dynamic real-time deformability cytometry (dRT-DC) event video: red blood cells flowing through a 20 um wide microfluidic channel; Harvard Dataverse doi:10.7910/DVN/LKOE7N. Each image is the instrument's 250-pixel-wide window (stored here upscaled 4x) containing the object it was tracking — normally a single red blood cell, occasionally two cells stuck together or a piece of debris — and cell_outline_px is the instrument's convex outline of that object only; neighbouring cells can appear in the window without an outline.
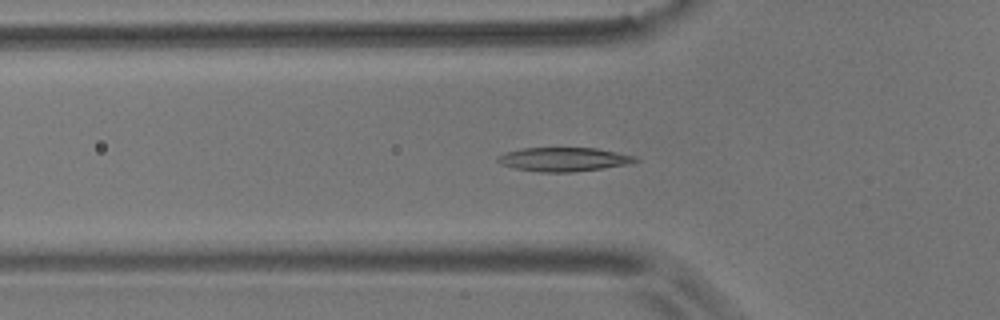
{"species": "common noctule bat (a hibernating species)", "species_latin": "Nyctalus noctula", "temperature_condition": "room temperature", "stored_images_in_passage": 41, "camera_frame_rate_fps": 3000, "um_per_image_px": 0.085, "animal": {"sex": "male", "body_mass_g": 17.9}, "frame": {"image": 1, "passage_image": 3, "time_ms": 0.667, "image_size_px": [1000, 320], "cell_outline_px": [[640, 160], [632, 164], [572, 172], [540, 172], [516, 168], [500, 164], [496, 160], [496, 156], [504, 152], [520, 148], [596, 148], [636, 156]], "centroid_in_image_um": [47.91, 13.54], "position_along_channel_um": 77.9, "area_um2": 19.31}}
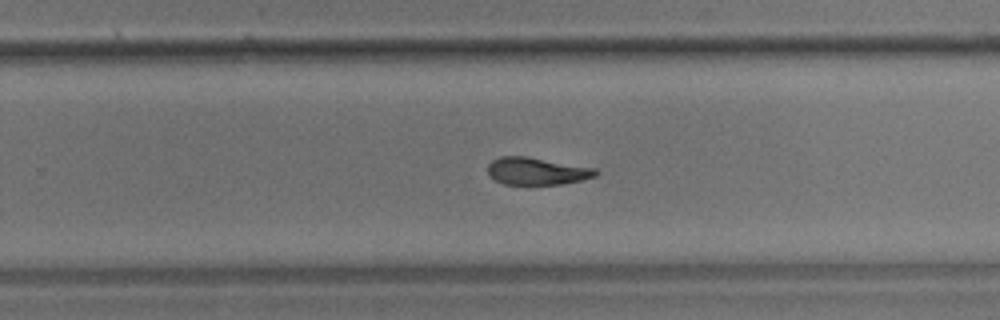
{"frame": {"image": 2, "passage_image": 20, "time_ms": 6.333, "image_size_px": [1000, 320], "cell_outline_px": [[600, 172], [596, 176], [580, 180], [560, 184], [504, 184], [496, 180], [488, 172], [488, 164], [492, 160], [500, 156], [528, 156], [596, 168]], "centroid_in_image_um": [45.65, 14.53], "position_along_channel_um": 284.1, "area_um2": 17.17}}
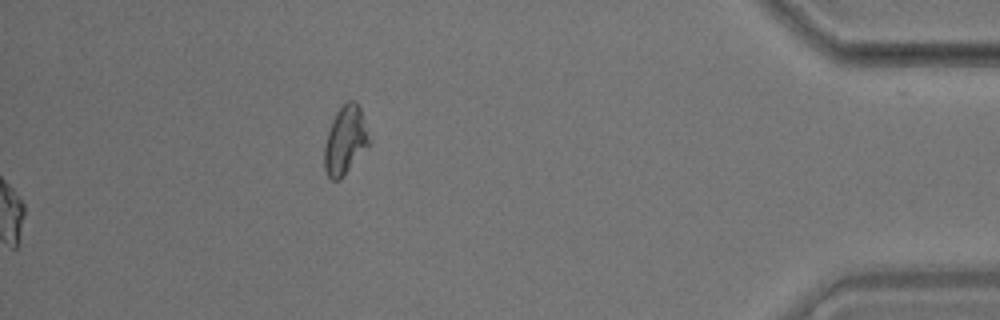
{"frame": {"image": 3, "passage_image": 41, "time_ms": 13.333, "image_size_px": [1000, 320], "cell_outline_px": [[372, 140], [368, 148], [340, 180], [332, 180], [324, 172], [324, 148], [328, 132], [332, 120], [336, 112], [348, 100], [356, 100], [360, 108]], "centroid_in_image_um": [29.37, 11.94], "position_along_channel_um": 405.8, "area_um2": 18.15}, "authors_computed_cell_mechanics": {"area_um2": 18.0914, "velocity_mm_per_s": 3.6298, "shape_relaxation_time_tau1_ms": 6.0955, "shape_relaxation_time_tau2_ms": 3.9258, "deformation_change_tau1": 0.178, "deformation_change_tau2": 0.1106}}